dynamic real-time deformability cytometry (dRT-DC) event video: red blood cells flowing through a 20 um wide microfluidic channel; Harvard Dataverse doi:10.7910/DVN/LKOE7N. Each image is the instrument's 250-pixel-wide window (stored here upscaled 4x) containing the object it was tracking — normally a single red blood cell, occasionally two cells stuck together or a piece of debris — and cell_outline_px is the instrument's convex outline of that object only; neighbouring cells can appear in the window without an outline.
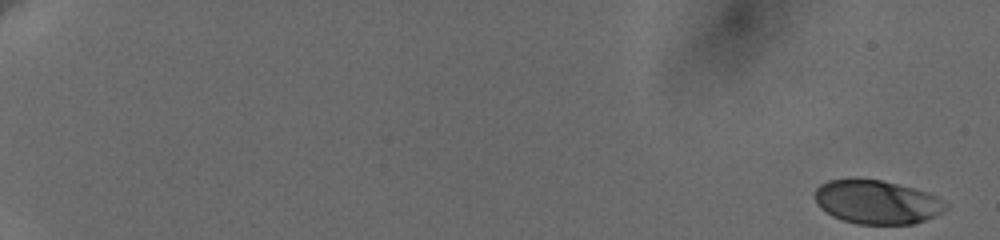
{"species": "human", "species_latin": "Homo sapiens", "temperature_condition": "cold", "stored_images_in_passage": 54, "camera_frame_rate_fps": 3000, "um_per_image_px": 0.085, "donor": {"sex": "female"}, "frame": {"image": 1, "passage_image": 1, "time_ms": 0.0, "image_size_px": [1000, 240], "cell_outline_px": [[948, 208], [944, 212], [924, 220], [912, 224], [856, 224], [840, 220], [832, 216], [820, 208], [816, 204], [816, 188], [820, 184], [828, 180], [852, 176], [880, 180], [928, 192], [936, 196], [948, 204]], "centroid_in_image_um": [74.5, 17.15], "position_along_channel_um": 10.5, "area_um2": 33.93}}
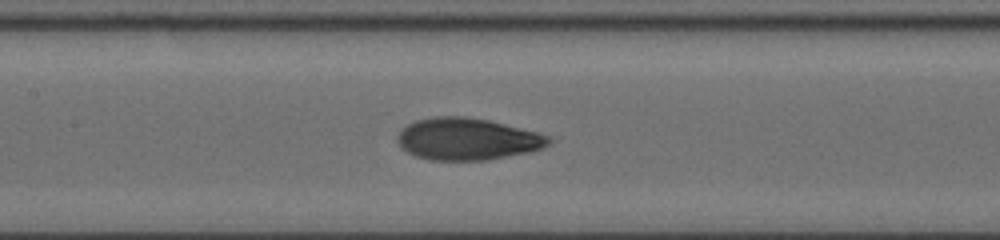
{"frame": {"image": 2, "passage_image": 32, "time_ms": 10.333, "image_size_px": [1000, 240], "cell_outline_px": [[552, 144], [544, 148], [528, 152], [484, 160], [428, 160], [416, 156], [400, 148], [396, 140], [396, 136], [400, 128], [416, 120], [432, 116], [464, 116], [488, 120], [552, 136]], "centroid_in_image_um": [39.69, 11.81], "position_along_channel_um": 167.7, "area_um2": 37.28}}
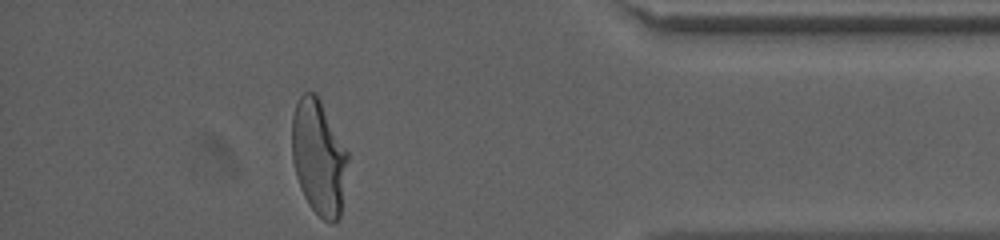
{"frame": {"image": 3, "passage_image": 54, "time_ms": 17.667, "image_size_px": [1000, 240], "cell_outline_px": [[348, 156], [340, 216], [332, 224], [324, 220], [308, 204], [300, 188], [296, 176], [292, 160], [292, 116], [296, 104], [300, 96], [304, 92], [316, 92], [348, 152]], "centroid_in_image_um": [27.07, 13.36], "position_along_channel_um": 408.1, "area_um2": 37.28}, "authors_computed_cell_mechanics": {"area_um2": 36.2117, "velocity_mm_per_s": 3.6228, "shape_relaxation_time_tau1_ms": 4.2259, "shape_relaxation_time_tau2_ms": 0.8332, "deformation_change_tau1": 0.186, "deformation_change_tau2": 0.05}}